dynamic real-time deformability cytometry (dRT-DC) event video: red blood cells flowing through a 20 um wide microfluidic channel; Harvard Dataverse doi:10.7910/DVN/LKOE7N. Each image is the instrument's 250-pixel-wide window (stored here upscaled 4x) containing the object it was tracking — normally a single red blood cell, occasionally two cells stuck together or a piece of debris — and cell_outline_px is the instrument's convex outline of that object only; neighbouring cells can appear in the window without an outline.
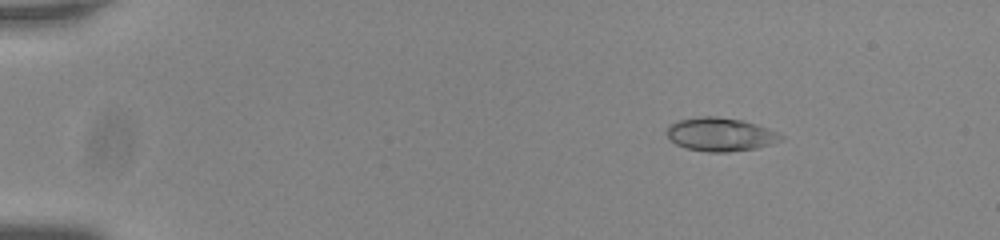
{"species": "common noctule bat (a hibernating species)", "species_latin": "Nyctalus noctula", "temperature_condition": "room temperature", "stored_images_in_passage": 49, "camera_frame_rate_fps": 3000, "um_per_image_px": 0.085, "animal": {"sex": "male", "body_mass_g": 20.0, "forearm_length_mm": 53.3}, "frame": {"image": 1, "passage_image": 2, "time_ms": 0.333, "image_size_px": [1000, 240], "cell_outline_px": [[784, 140], [756, 148], [728, 152], [708, 152], [688, 148], [676, 144], [668, 136], [668, 128], [672, 124], [680, 120], [700, 116], [716, 116], [740, 120], [756, 124], [768, 128], [784, 136]], "centroid_in_image_um": [61.28, 11.43], "position_along_channel_um": 23.7, "area_um2": 21.96}}
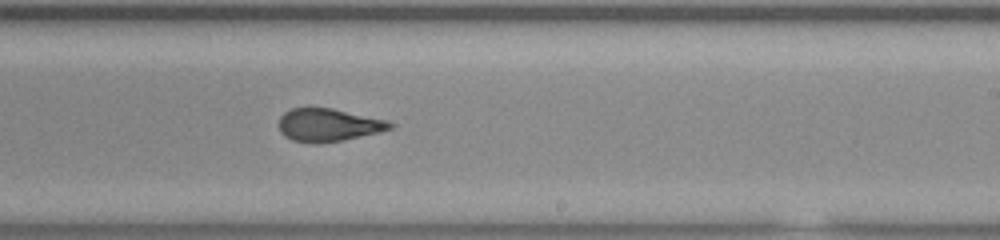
{"frame": {"image": 2, "passage_image": 29, "time_ms": 9.333, "image_size_px": [1000, 240], "cell_outline_px": [[396, 124], [392, 128], [380, 132], [340, 140], [316, 144], [312, 144], [292, 140], [284, 136], [280, 132], [280, 116], [284, 112], [292, 108], [332, 108], [388, 120]], "centroid_in_image_um": [27.92, 10.62], "position_along_channel_um": 261.1, "area_um2": 21.33}}
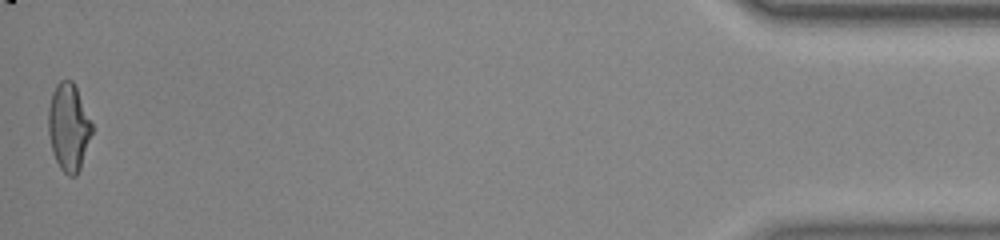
{"frame": {"image": 3, "passage_image": 49, "time_ms": 16.0, "image_size_px": [1000, 240], "cell_outline_px": [[92, 132], [80, 168], [76, 176], [68, 176], [60, 168], [52, 152], [48, 132], [48, 108], [52, 92], [56, 84], [60, 80], [72, 80], [76, 88], [92, 124]], "centroid_in_image_um": [5.81, 10.81], "position_along_channel_um": 429.4, "area_um2": 22.02}, "authors_computed_cell_mechanics": {"area_um2": 22.0796, "velocity_mm_per_s": 3.7731, "shape_relaxation_time_tau1_ms": null, "shape_relaxation_time_tau2_ms": 1.2712, "deformation_change_tau1": null, "deformation_change_tau2": 0.066}}